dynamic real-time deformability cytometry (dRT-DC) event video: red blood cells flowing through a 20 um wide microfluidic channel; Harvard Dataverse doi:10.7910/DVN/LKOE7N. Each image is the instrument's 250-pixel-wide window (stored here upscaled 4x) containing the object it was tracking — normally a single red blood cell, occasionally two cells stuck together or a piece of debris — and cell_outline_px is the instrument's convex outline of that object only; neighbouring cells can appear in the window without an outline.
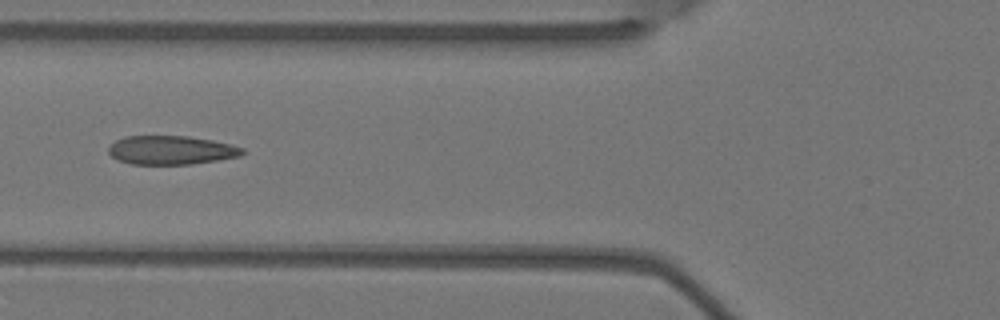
{"species": "Egyptian fruit bat (a non-hibernating species)", "species_latin": "Rousettus aegyptiacus", "temperature_condition": "warm", "stored_images_in_passage": 4, "camera_frame_rate_fps": 3000, "um_per_image_px": 0.085, "animal": {"sex": "female"}, "frame": {"image": 1, "passage_image": 4, "time_ms": 1.0, "image_size_px": [1000, 320], "cell_outline_px": [[248, 152], [240, 156], [192, 164], [132, 164], [120, 160], [112, 156], [108, 152], [108, 148], [116, 140], [124, 136], [188, 136], [212, 140], [232, 144], [244, 148]], "centroid_in_image_um": [14.59, 12.75], "position_along_channel_um": 111.2, "area_um2": 22.48}}